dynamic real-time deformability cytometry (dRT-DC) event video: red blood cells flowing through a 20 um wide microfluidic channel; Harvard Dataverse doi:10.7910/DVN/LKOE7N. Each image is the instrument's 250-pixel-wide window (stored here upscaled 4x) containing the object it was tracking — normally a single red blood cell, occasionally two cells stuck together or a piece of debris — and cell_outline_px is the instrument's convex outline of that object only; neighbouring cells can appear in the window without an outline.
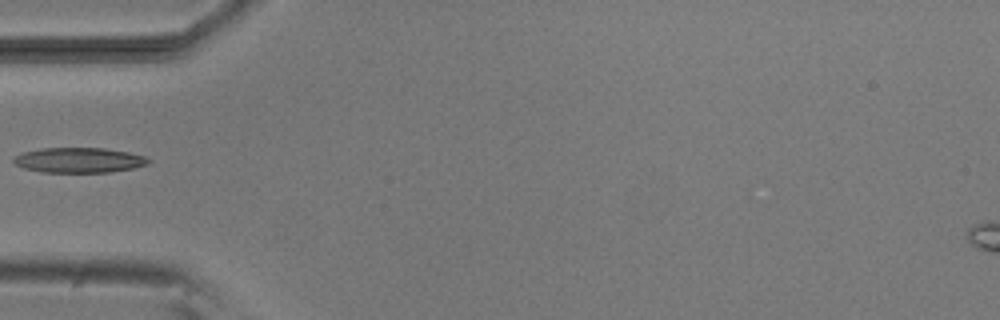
{"species": "common noctule bat (a hibernating species)", "species_latin": "Nyctalus noctula", "temperature_condition": "room temperature", "stored_images_in_passage": 6, "camera_frame_rate_fps": 3000, "um_per_image_px": 0.085, "animal": {"sex": "male", "body_mass_g": 20.5, "forearm_length_mm": 52.5}, "frame": {"image": 1, "passage_image": 4, "time_ms": 4.333, "image_size_px": [1000, 320], "cell_outline_px": [[152, 160], [148, 164], [136, 168], [108, 172], [44, 172], [24, 168], [16, 164], [12, 160], [16, 156], [24, 152], [40, 148], [104, 148], [128, 152], [144, 156]], "centroid_in_image_um": [6.76, 13.61], "position_along_channel_um": 78.2, "area_um2": 19.65}}
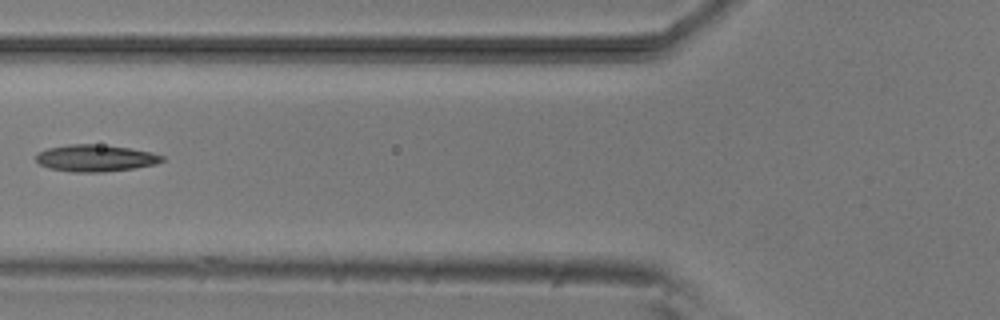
{"frame": {"image": 2, "passage_image": 5, "time_ms": 5.333, "image_size_px": [1000, 320], "cell_outline_px": [[164, 160], [156, 164], [136, 168], [104, 172], [72, 172], [48, 168], [40, 164], [36, 160], [36, 156], [40, 152], [48, 148], [68, 144], [96, 144], [128, 148], [152, 152], [164, 156]], "centroid_in_image_um": [8.13, 13.45], "position_along_channel_um": 117.7, "area_um2": 19.71}}
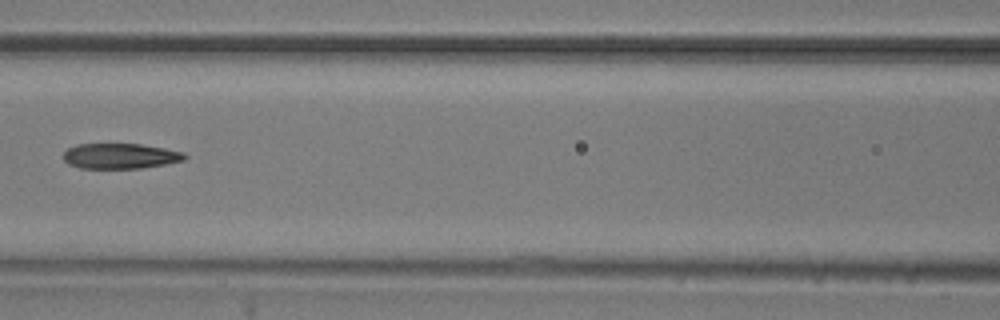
{"frame": {"image": 3, "passage_image": 6, "time_ms": 6.333, "image_size_px": [1000, 320], "cell_outline_px": [[188, 156], [184, 160], [164, 164], [140, 168], [80, 168], [68, 164], [64, 160], [64, 152], [68, 148], [76, 144], [140, 144], [164, 148], [184, 152]], "centroid_in_image_um": [10.21, 13.26], "position_along_channel_um": 156.4, "area_um2": 17.86}}